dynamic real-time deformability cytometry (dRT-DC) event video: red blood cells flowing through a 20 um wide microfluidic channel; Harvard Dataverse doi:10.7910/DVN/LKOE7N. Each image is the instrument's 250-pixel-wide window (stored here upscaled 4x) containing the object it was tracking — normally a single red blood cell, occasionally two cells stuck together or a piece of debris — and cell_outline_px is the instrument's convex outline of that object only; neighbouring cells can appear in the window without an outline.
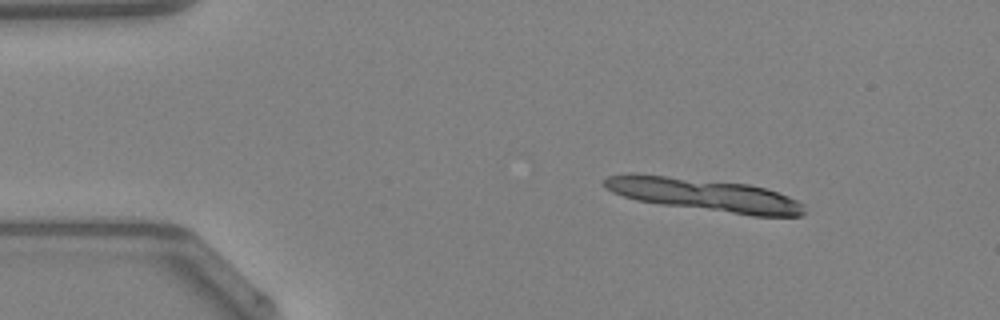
{"species": "Egyptian fruit bat (a non-hibernating species)", "species_latin": "Rousettus aegyptiacus", "temperature_condition": "warm", "stored_images_in_passage": 6, "camera_frame_rate_fps": 3000, "um_per_image_px": 0.085, "animal": {"sex": "female"}, "frame": {"image": 1, "passage_image": 1, "time_ms": 0.0, "image_size_px": [1000, 320], "cell_outline_px": [[804, 212], [800, 216], [752, 216], [660, 204], [636, 200], [612, 192], [604, 188], [600, 184], [608, 176], [628, 172], [632, 172], [748, 184], [764, 188], [788, 196], [804, 204]], "centroid_in_image_um": [59.79, 16.55], "position_along_channel_um": 25.2, "area_um2": 38.44}}